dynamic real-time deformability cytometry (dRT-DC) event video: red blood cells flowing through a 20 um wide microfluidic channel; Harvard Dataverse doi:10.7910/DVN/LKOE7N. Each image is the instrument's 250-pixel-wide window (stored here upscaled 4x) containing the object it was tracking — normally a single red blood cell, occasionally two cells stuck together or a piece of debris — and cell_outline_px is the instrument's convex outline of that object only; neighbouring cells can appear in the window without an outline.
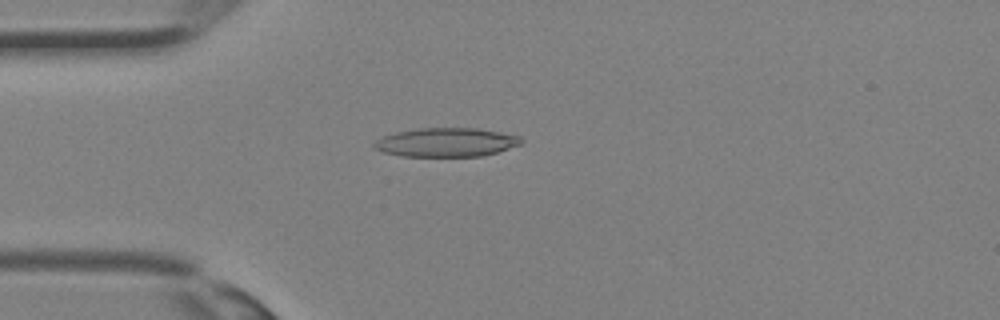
{"species": "Egyptian fruit bat (a non-hibernating species)", "species_latin": "Rousettus aegyptiacus", "temperature_condition": "room temperature", "stored_images_in_passage": 27, "camera_frame_rate_fps": 3000, "um_per_image_px": 0.085, "animal": {"sex": "female"}, "frame": {"image": 1, "passage_image": 2, "time_ms": 0.333, "image_size_px": [1000, 320], "cell_outline_px": [[524, 140], [520, 144], [496, 152], [480, 156], [400, 156], [384, 152], [372, 148], [372, 144], [376, 140], [384, 136], [396, 132], [416, 128], [476, 128], [500, 132], [520, 136]], "centroid_in_image_um": [37.89, 12.09], "position_along_channel_um": 47.1, "area_um2": 24.68}}
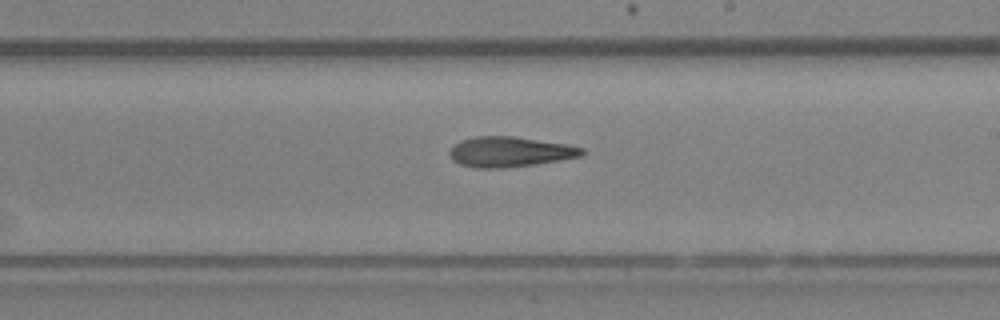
{"frame": {"image": 2, "passage_image": 13, "time_ms": 4.0, "image_size_px": [1000, 320], "cell_outline_px": [[588, 152], [584, 156], [536, 164], [504, 168], [476, 168], [460, 164], [452, 160], [448, 152], [452, 144], [460, 140], [476, 136], [516, 136], [568, 144], [584, 148]], "centroid_in_image_um": [43.36, 12.9], "position_along_channel_um": 245.6, "area_um2": 23.81}}
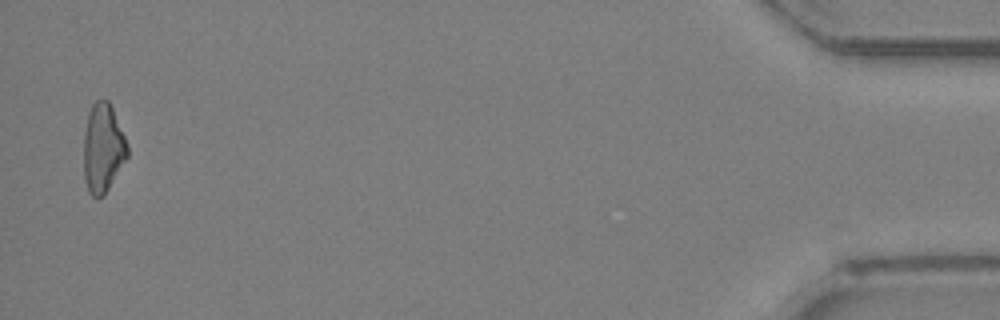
{"frame": {"image": 3, "passage_image": 27, "time_ms": 8.667, "image_size_px": [1000, 320], "cell_outline_px": [[128, 156], [104, 196], [96, 200], [88, 192], [84, 180], [84, 132], [88, 112], [92, 104], [96, 100], [108, 100], [112, 108], [128, 144]], "centroid_in_image_um": [8.73, 12.63], "position_along_channel_um": 426.5, "area_um2": 22.83}}